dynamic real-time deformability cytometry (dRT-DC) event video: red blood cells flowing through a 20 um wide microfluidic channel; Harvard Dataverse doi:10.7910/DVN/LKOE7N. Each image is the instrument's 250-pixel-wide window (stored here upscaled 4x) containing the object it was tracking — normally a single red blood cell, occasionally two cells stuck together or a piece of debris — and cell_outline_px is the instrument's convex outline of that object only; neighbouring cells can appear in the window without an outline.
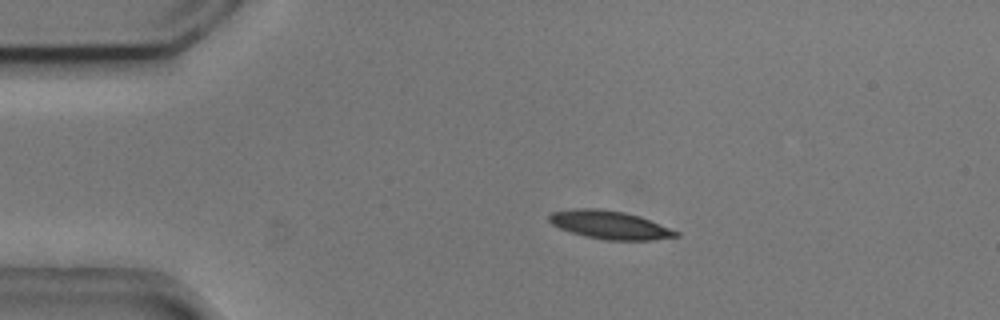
{"species": "common noctule bat (a hibernating species)", "species_latin": "Nyctalus noctula", "temperature_condition": "cold", "stored_images_in_passage": 53, "camera_frame_rate_fps": 3000, "um_per_image_px": 0.085, "animal": {"sex": "male", "body_mass_g": 20.5, "forearm_length_mm": 52.5}, "frame": {"image": 1, "passage_image": 10, "time_ms": 3.0, "image_size_px": [1000, 320], "cell_outline_px": [[680, 236], [648, 240], [604, 240], [584, 236], [560, 228], [552, 224], [548, 220], [548, 216], [552, 212], [576, 208], [596, 208], [624, 212], [640, 216], [680, 232]], "centroid_in_image_um": [51.83, 19.11], "position_along_channel_um": 33.2, "area_um2": 20.81}}
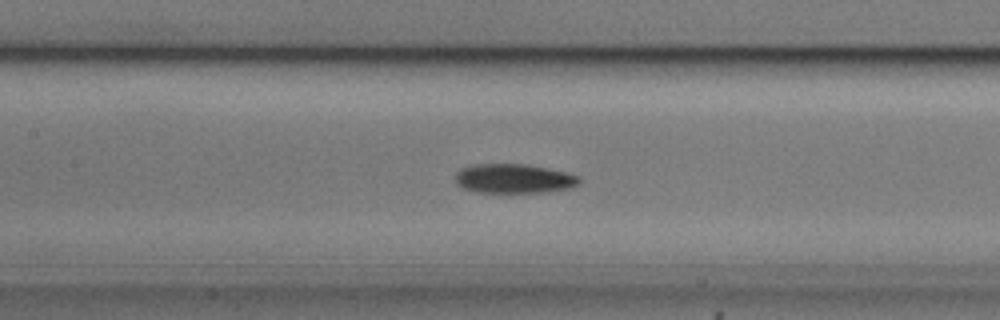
{"frame": {"image": 2, "passage_image": 24, "time_ms": 7.667, "image_size_px": [1000, 320], "cell_outline_px": [[580, 184], [572, 188], [544, 192], [476, 192], [460, 188], [456, 184], [456, 172], [460, 168], [472, 164], [524, 164], [564, 172], [580, 176]], "centroid_in_image_um": [43.64, 15.19], "position_along_channel_um": 163.8, "area_um2": 21.27}}
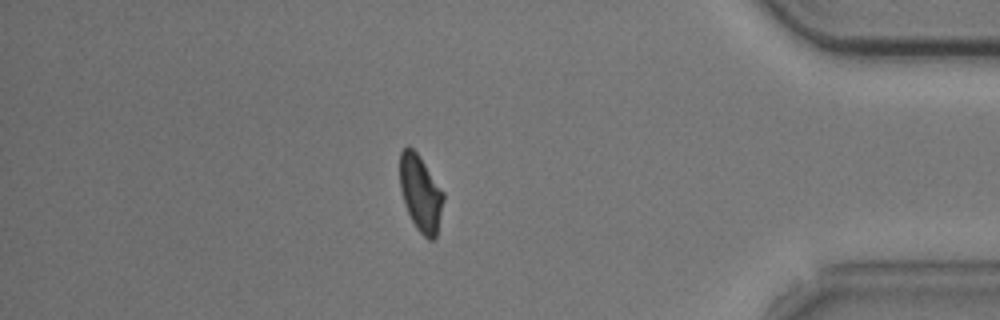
{"frame": {"image": 3, "passage_image": 46, "time_ms": 15.0, "image_size_px": [1000, 320], "cell_outline_px": [[444, 200], [436, 236], [432, 240], [428, 240], [416, 228], [404, 204], [400, 188], [400, 152], [408, 144], [416, 152], [444, 192]], "centroid_in_image_um": [35.74, 16.43], "position_along_channel_um": 399.5, "area_um2": 19.19}, "authors_computed_cell_mechanics": {"area_um2": 20.4034, "velocity_mm_per_s": 3.7107, "shape_relaxation_time_tau1_ms": 4.5908, "shape_relaxation_time_tau2_ms": 6.0362, "deformation_change_tau1": 0.1511, "deformation_change_tau2": 0.1202}}